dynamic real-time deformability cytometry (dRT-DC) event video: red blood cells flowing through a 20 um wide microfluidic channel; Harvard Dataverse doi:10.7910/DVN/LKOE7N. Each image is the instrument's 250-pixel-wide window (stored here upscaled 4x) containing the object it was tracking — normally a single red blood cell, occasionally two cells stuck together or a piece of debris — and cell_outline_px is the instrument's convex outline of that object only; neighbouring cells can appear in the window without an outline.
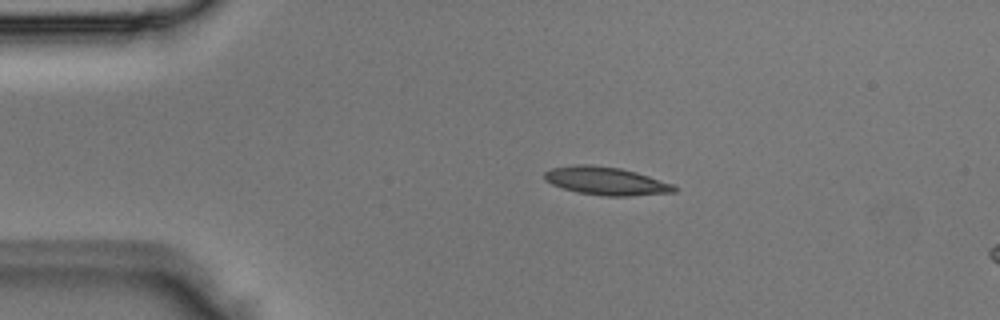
{"species": "Egyptian fruit bat (a non-hibernating species)", "species_latin": "Rousettus aegyptiacus", "temperature_condition": "room temperature", "stored_images_in_passage": 2, "camera_frame_rate_fps": 3000, "um_per_image_px": 0.085, "animal": {"sex": "male"}, "frame": {"image": 1, "passage_image": 1, "time_ms": 0.0, "image_size_px": [1000, 320], "cell_outline_px": [[680, 188], [676, 192], [628, 196], [604, 196], [576, 192], [552, 184], [544, 180], [544, 172], [552, 168], [576, 164], [592, 164], [620, 168], [636, 172], [672, 184]], "centroid_in_image_um": [51.51, 15.38], "position_along_channel_um": 33.5, "area_um2": 21.27}}